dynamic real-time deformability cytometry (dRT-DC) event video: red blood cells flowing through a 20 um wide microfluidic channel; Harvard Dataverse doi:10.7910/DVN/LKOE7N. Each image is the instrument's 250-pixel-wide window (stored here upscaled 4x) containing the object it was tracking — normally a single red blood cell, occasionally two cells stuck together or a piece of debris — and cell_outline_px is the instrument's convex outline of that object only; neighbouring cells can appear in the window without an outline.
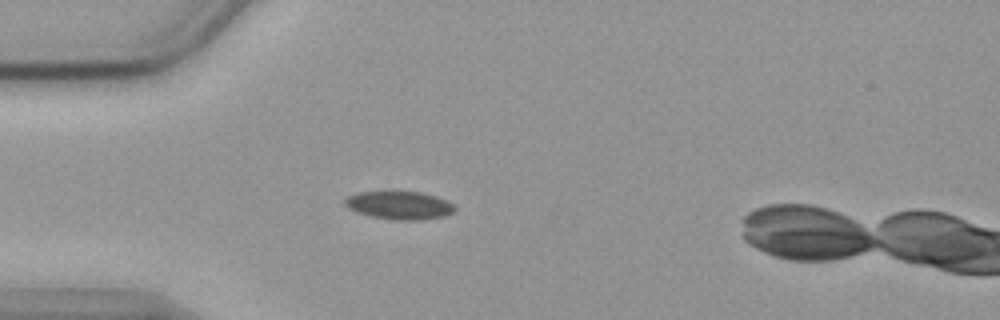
{"species": "common noctule bat (a hibernating species)", "species_latin": "Nyctalus noctula", "temperature_condition": "cold", "stored_images_in_passage": 43, "camera_frame_rate_fps": 3000, "um_per_image_px": 0.085, "animal": {"sex": "female", "body_mass_g": 19.9}, "frame": {"image": 1, "passage_image": 6, "time_ms": 1.667, "image_size_px": [1000, 320], "cell_outline_px": [[456, 208], [452, 212], [444, 216], [420, 220], [392, 220], [372, 216], [348, 208], [344, 204], [344, 200], [348, 196], [360, 192], [392, 188], [420, 192], [436, 196], [452, 204]], "centroid_in_image_um": [33.91, 17.39], "position_along_channel_um": 51.1, "area_um2": 18.55}}
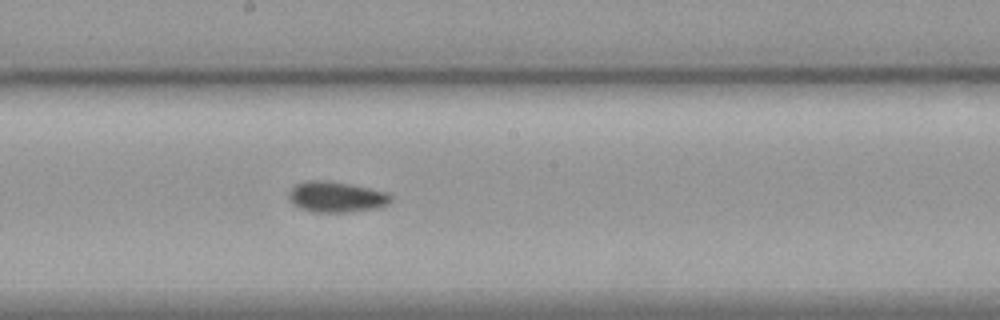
{"frame": {"image": 2, "passage_image": 21, "time_ms": 6.667, "image_size_px": [1000, 320], "cell_outline_px": [[392, 200], [388, 204], [376, 208], [348, 212], [316, 212], [300, 208], [292, 204], [288, 200], [288, 192], [296, 184], [308, 180], [324, 180], [348, 184], [384, 192], [392, 196]], "centroid_in_image_um": [28.53, 16.74], "position_along_channel_um": 219.7, "area_um2": 18.09}}
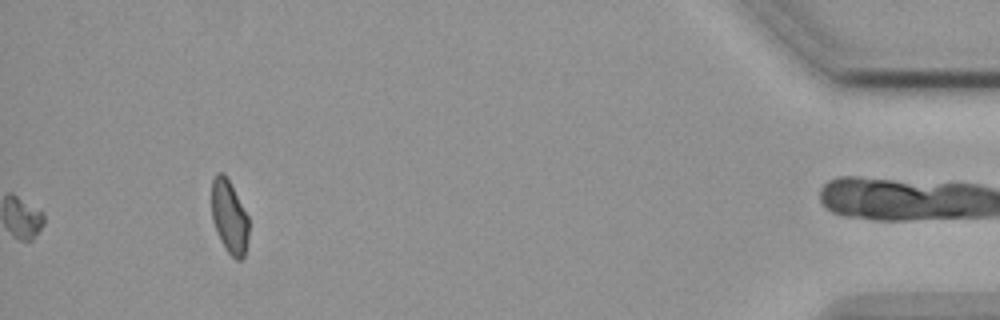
{"frame": {"image": 3, "passage_image": 43, "time_ms": 14.0, "image_size_px": [1000, 320], "cell_outline_px": [[248, 236], [244, 256], [240, 260], [236, 260], [228, 252], [220, 240], [212, 220], [212, 180], [216, 172], [224, 172], [248, 216]], "centroid_in_image_um": [19.48, 18.42], "position_along_channel_um": 415.7, "area_um2": 15.72}, "authors_computed_cell_mechanics": {"area_um2": 17.629, "velocity_mm_per_s": 3.5774, "shape_relaxation_time_tau1_ms": null, "shape_relaxation_time_tau2_ms": 4.9514, "deformation_change_tau1": null, "deformation_change_tau2": 0.079}}